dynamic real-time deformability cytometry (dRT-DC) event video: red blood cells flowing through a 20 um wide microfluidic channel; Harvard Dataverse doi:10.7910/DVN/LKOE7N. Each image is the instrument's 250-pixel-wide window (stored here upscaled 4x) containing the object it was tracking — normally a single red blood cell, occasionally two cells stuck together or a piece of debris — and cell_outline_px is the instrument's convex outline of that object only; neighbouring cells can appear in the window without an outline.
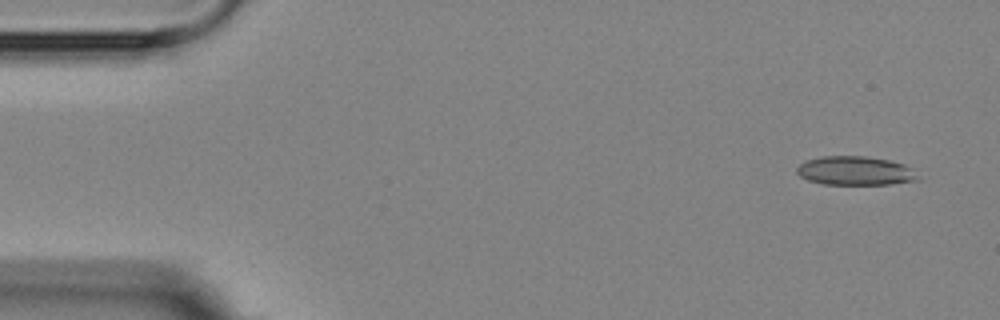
{"species": "Egyptian fruit bat (a non-hibernating species)", "species_latin": "Rousettus aegyptiacus", "temperature_condition": "room temperature", "stored_images_in_passage": 7, "camera_frame_rate_fps": 3000, "um_per_image_px": 0.085, "animal": {"sex": "female"}, "frame": {"image": 1, "passage_image": 1, "time_ms": 0.0, "image_size_px": [1000, 320], "cell_outline_px": [[920, 180], [888, 184], [824, 184], [808, 180], [800, 176], [796, 172], [796, 168], [800, 164], [808, 160], [820, 156], [864, 156], [888, 160], [904, 164], [912, 168]], "centroid_in_image_um": [72.69, 14.51], "position_along_channel_um": 12.3, "area_um2": 20.29}}
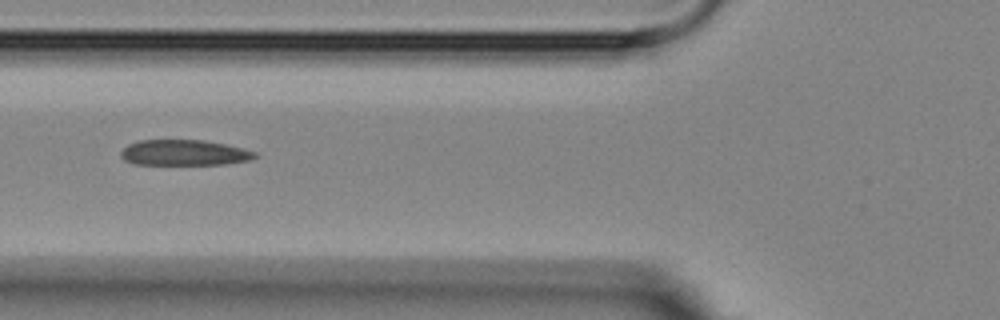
{"frame": {"image": 2, "passage_image": 6, "time_ms": 5.667, "image_size_px": [1000, 320], "cell_outline_px": [[260, 156], [252, 160], [224, 164], [132, 164], [124, 160], [120, 156], [120, 152], [128, 144], [140, 140], [204, 140], [224, 144], [256, 152]], "centroid_in_image_um": [15.65, 12.98], "position_along_channel_um": 110.1, "area_um2": 20.06}}
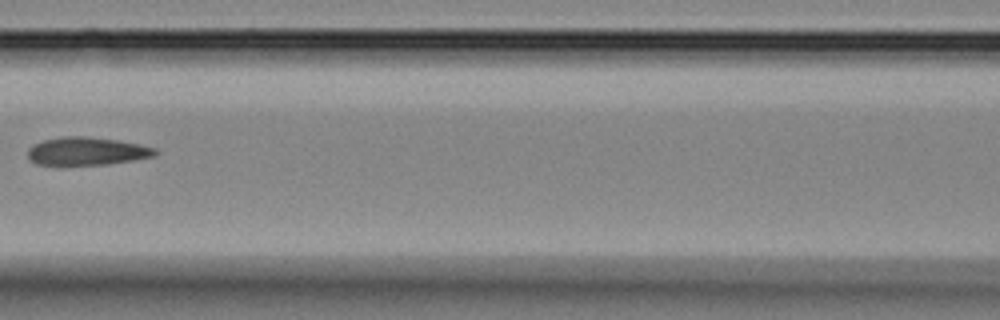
{"frame": {"image": 3, "passage_image": 7, "time_ms": 7.0, "image_size_px": [1000, 320], "cell_outline_px": [[160, 152], [156, 156], [108, 164], [64, 168], [56, 168], [36, 164], [28, 160], [28, 148], [44, 140], [64, 136], [84, 136], [116, 140], [140, 144], [156, 148]], "centroid_in_image_um": [7.33, 12.91], "position_along_channel_um": 159.3, "area_um2": 21.79}}